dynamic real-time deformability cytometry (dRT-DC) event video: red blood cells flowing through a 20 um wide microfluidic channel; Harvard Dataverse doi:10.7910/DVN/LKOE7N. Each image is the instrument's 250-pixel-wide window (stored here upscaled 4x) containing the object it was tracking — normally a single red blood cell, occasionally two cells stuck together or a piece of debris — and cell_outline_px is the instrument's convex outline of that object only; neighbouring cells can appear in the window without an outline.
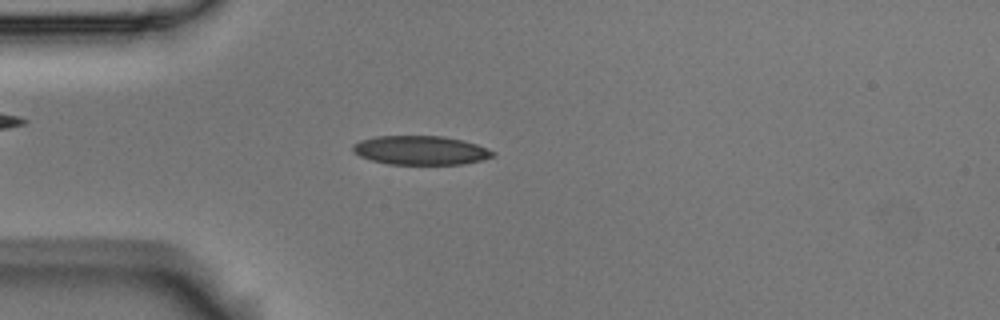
{"species": "Egyptian fruit bat (a non-hibernating species)", "species_latin": "Rousettus aegyptiacus", "temperature_condition": "room temperature", "stored_images_in_passage": 2, "camera_frame_rate_fps": 3000, "um_per_image_px": 0.085, "animal": {"sex": "male"}, "frame": {"image": 1, "passage_image": 1, "time_ms": 0.0, "image_size_px": [1000, 320], "cell_outline_px": [[496, 156], [480, 160], [460, 164], [388, 164], [372, 160], [360, 156], [352, 152], [352, 144], [360, 140], [376, 136], [444, 136], [464, 140], [476, 144], [496, 152]], "centroid_in_image_um": [35.74, 12.77], "position_along_channel_um": 49.3, "area_um2": 23.7}}